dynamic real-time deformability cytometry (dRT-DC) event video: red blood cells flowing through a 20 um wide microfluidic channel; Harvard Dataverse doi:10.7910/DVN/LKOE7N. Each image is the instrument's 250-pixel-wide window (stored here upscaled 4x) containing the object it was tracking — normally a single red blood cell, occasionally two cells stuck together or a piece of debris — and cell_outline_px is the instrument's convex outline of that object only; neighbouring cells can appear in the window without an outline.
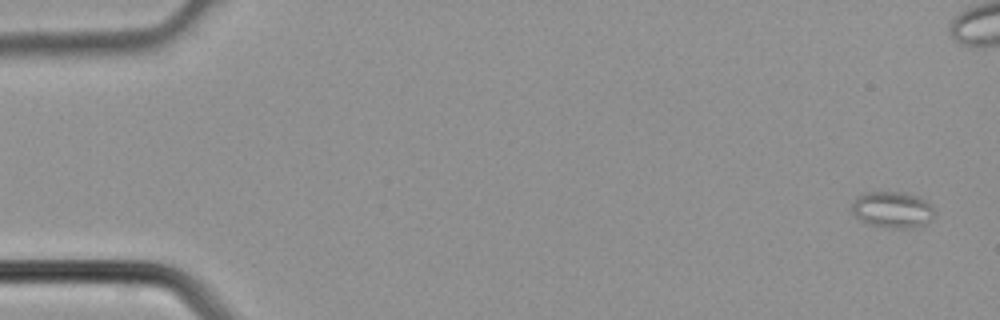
{"species": "common noctule bat (a hibernating species)", "species_latin": "Nyctalus noctula", "temperature_condition": "cold", "stored_images_in_passage": 5, "camera_frame_rate_fps": 3000, "um_per_image_px": 0.085, "animal": {"sex": "male", "body_mass_g": 21.5, "forearm_length_mm": 52.0}, "frame": {"image": 1, "passage_image": 1, "time_ms": 0.0, "image_size_px": [1000, 320], "cell_outline_px": [[936, 212], [932, 220], [924, 224], [904, 228], [892, 228], [868, 224], [860, 220], [852, 212], [852, 204], [856, 196], [864, 192], [904, 192], [920, 196], [932, 204]], "centroid_in_image_um": [75.88, 17.8], "position_along_channel_um": 9.1, "area_um2": 17.74}}